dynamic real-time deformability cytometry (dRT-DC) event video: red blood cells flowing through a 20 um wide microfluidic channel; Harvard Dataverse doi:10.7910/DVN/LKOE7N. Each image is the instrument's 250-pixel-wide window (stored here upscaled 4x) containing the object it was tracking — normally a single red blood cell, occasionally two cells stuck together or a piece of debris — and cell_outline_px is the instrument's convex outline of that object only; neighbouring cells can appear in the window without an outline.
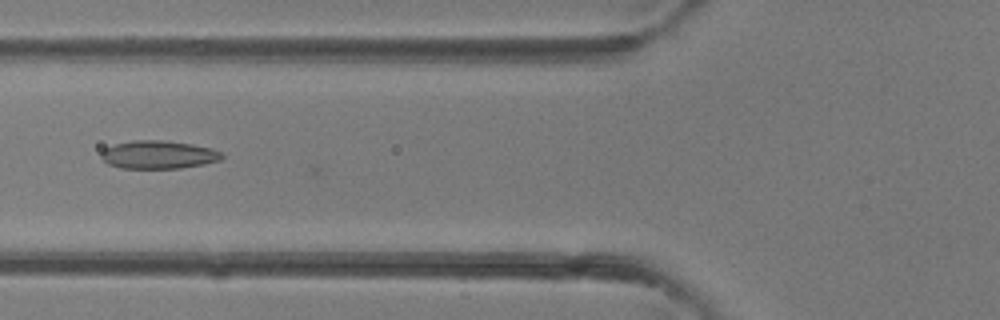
{"species": "common noctule bat (a hibernating species)", "species_latin": "Nyctalus noctula", "temperature_condition": "room temperature", "stored_images_in_passage": 29, "camera_frame_rate_fps": 3000, "um_per_image_px": 0.085, "animal": {"sex": "female"}, "frame": {"image": 1, "passage_image": 10, "time_ms": 3.0, "image_size_px": [1000, 320], "cell_outline_px": [[224, 156], [220, 160], [204, 164], [180, 168], [120, 168], [108, 164], [100, 156], [100, 152], [104, 148], [116, 144], [132, 140], [164, 140], [192, 144], [212, 148], [220, 152]], "centroid_in_image_um": [13.45, 13.14], "position_along_channel_um": 112.3, "area_um2": 19.83}}
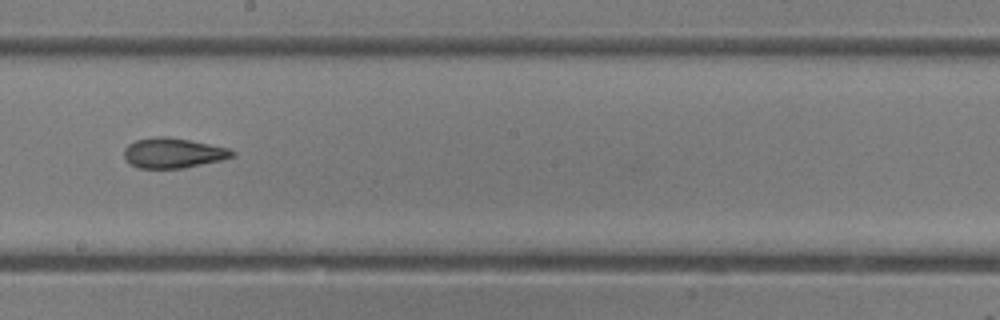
{"frame": {"image": 2, "passage_image": 17, "time_ms": 5.333, "image_size_px": [1000, 320], "cell_outline_px": [[236, 156], [224, 160], [184, 168], [140, 168], [132, 164], [124, 156], [124, 148], [128, 144], [136, 140], [156, 136], [168, 136], [228, 148], [236, 152]], "centroid_in_image_um": [14.76, 13.0], "position_along_channel_um": 233.4, "area_um2": 18.96}}
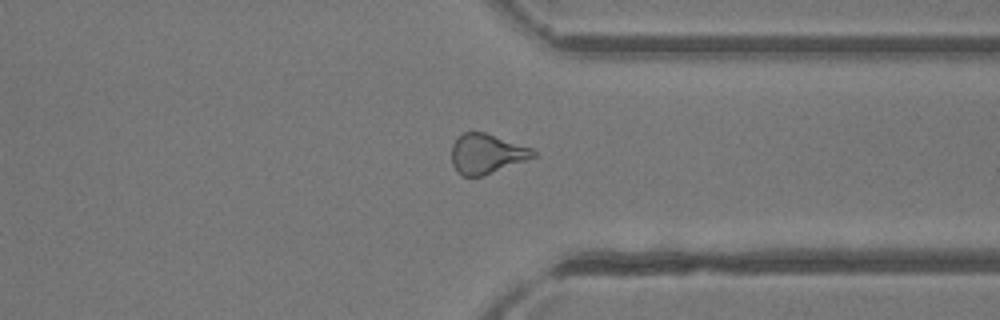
{"frame": {"image": 3, "passage_image": 25, "time_ms": 8.0, "image_size_px": [1000, 320], "cell_outline_px": [[536, 156], [484, 176], [464, 176], [456, 172], [452, 164], [452, 144], [456, 136], [464, 132], [484, 132], [532, 148], [536, 152]], "centroid_in_image_um": [41.33, 13.07], "position_along_channel_um": 370.1, "area_um2": 18.96}}